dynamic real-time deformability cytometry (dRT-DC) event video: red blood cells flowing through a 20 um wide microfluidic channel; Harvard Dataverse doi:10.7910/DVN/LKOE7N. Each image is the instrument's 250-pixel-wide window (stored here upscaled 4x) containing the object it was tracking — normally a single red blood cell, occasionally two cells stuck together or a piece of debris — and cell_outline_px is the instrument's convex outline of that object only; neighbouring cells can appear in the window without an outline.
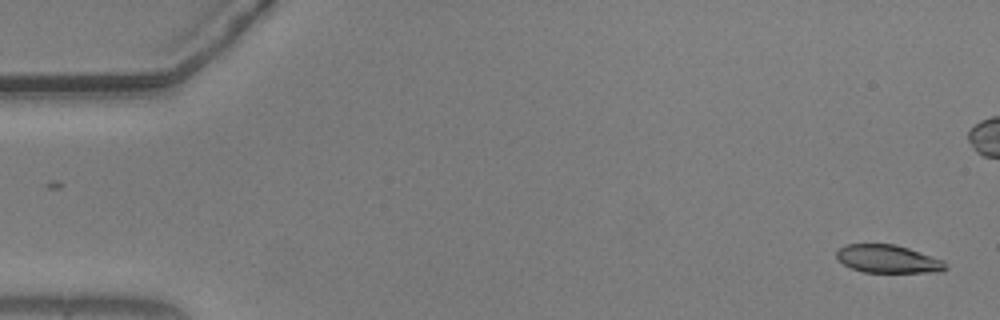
{"species": "common noctule bat (a hibernating species)", "species_latin": "Nyctalus noctula", "temperature_condition": "warm", "stored_images_in_passage": 56, "camera_frame_rate_fps": 3000, "um_per_image_px": 0.085, "animal": {"sex": "male", "body_mass_g": 20.5, "forearm_length_mm": 52.5}, "frame": {"image": 1, "passage_image": 2, "time_ms": 0.333, "image_size_px": [1000, 320], "cell_outline_px": [[948, 268], [940, 272], [864, 272], [852, 268], [844, 264], [836, 256], [836, 252], [840, 248], [848, 244], [896, 244], [944, 260], [948, 264]], "centroid_in_image_um": [75.53, 22.01], "position_along_channel_um": 9.5, "area_um2": 17.74}}
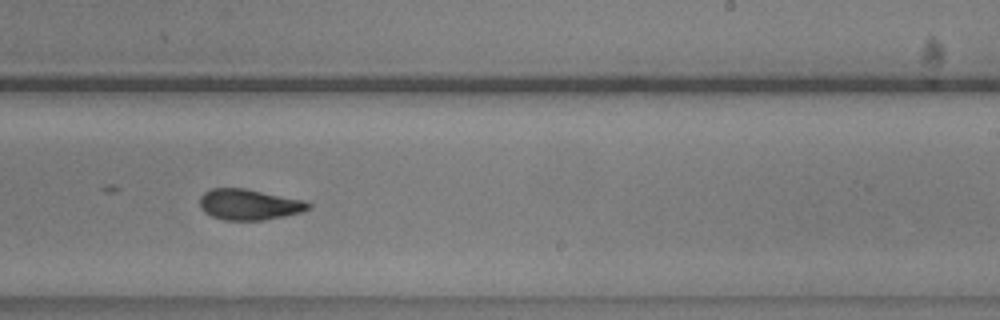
{"frame": {"image": 2, "passage_image": 34, "time_ms": 11.0, "image_size_px": [1000, 320], "cell_outline_px": [[312, 208], [300, 212], [264, 220], [224, 220], [212, 216], [204, 212], [200, 208], [200, 196], [204, 192], [212, 188], [244, 188], [304, 200], [312, 204]], "centroid_in_image_um": [21.16, 17.38], "position_along_channel_um": 267.8, "area_um2": 19.48}}
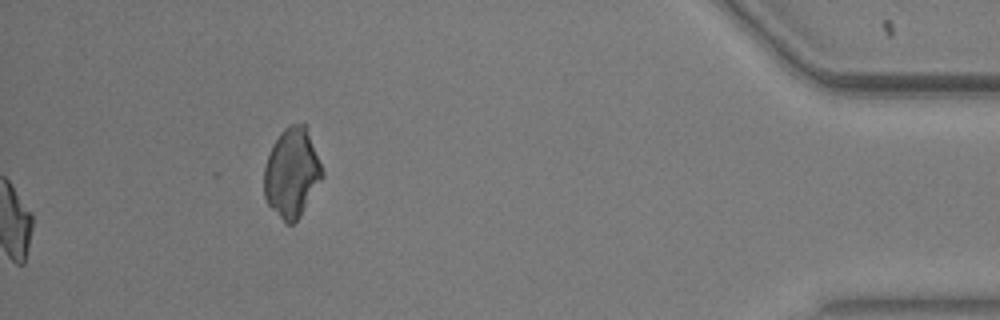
{"frame": {"image": 3, "passage_image": 56, "time_ms": 18.333, "image_size_px": [1000, 320], "cell_outline_px": [[324, 176], [300, 216], [292, 224], [288, 224], [268, 204], [264, 196], [264, 168], [272, 144], [280, 132], [288, 124], [308, 124], [324, 172]], "centroid_in_image_um": [24.83, 14.62], "position_along_channel_um": 410.4, "area_um2": 30.46}, "authors_computed_cell_mechanics": {"area_um2": 19.5364, "velocity_mm_per_s": 3.6913, "shape_relaxation_time_tau1_ms": 2.5601, "shape_relaxation_time_tau2_ms": 2.4462, "deformation_change_tau1": 0.1346, "deformation_change_tau2": 0.0929}}